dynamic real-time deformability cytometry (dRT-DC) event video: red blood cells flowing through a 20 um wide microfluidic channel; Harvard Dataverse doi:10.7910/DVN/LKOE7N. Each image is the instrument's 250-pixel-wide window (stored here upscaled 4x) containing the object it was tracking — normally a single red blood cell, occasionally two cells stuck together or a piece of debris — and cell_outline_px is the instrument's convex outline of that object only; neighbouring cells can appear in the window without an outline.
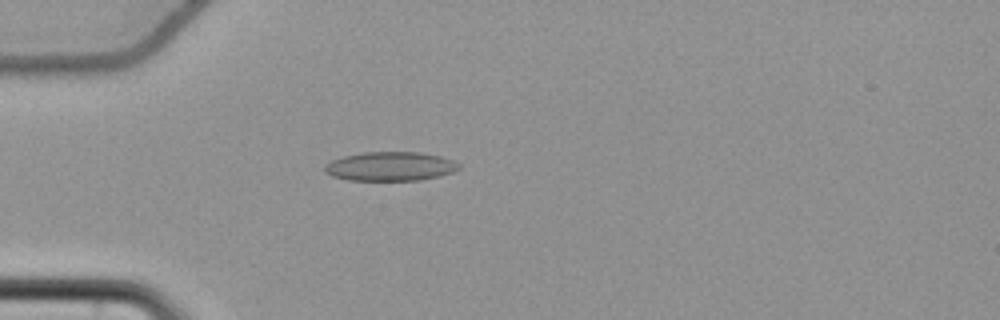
{"species": "common noctule bat (a hibernating species)", "species_latin": "Nyctalus noctula", "temperature_condition": "cold", "stored_images_in_passage": 56, "camera_frame_rate_fps": 3000, "um_per_image_px": 0.085, "animal": {"sex": "female", "body_mass_g": 22.7, "forearm_length_mm": 54.2}, "frame": {"image": 1, "passage_image": 17, "time_ms": 5.333, "image_size_px": [1000, 320], "cell_outline_px": [[460, 168], [452, 172], [440, 176], [420, 180], [348, 180], [332, 176], [324, 172], [324, 164], [332, 160], [344, 156], [364, 152], [420, 152], [440, 156], [452, 160], [460, 164]], "centroid_in_image_um": [33.16, 14.14], "position_along_channel_um": 51.8, "area_um2": 22.77}}
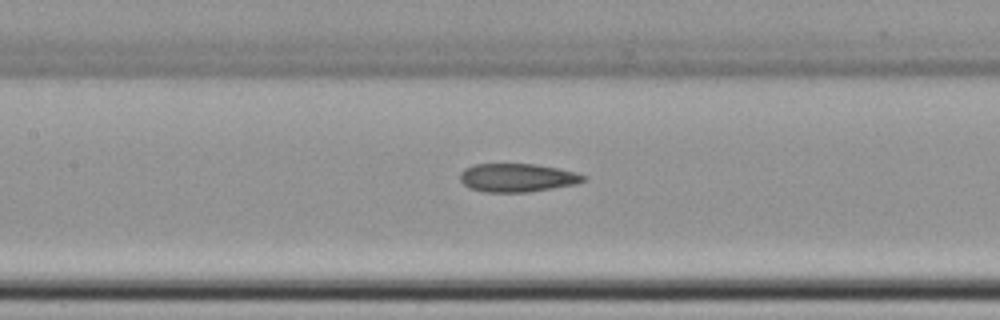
{"frame": {"image": 2, "passage_image": 27, "time_ms": 8.667, "image_size_px": [1000, 320], "cell_outline_px": [[588, 176], [584, 180], [576, 184], [528, 192], [484, 192], [468, 188], [460, 180], [460, 172], [464, 168], [472, 164], [536, 164], [576, 172]], "centroid_in_image_um": [43.94, 15.1], "position_along_channel_um": 163.5, "area_um2": 20.52}}
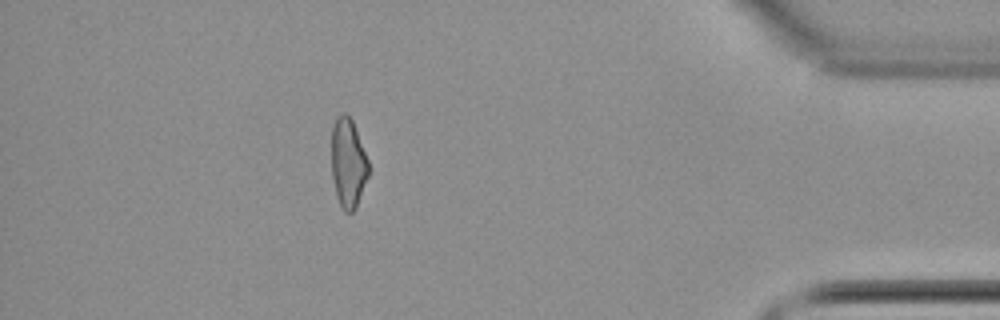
{"frame": {"image": 3, "passage_image": 50, "time_ms": 16.333, "image_size_px": [1000, 320], "cell_outline_px": [[372, 168], [356, 208], [352, 212], [344, 212], [340, 208], [336, 196], [332, 176], [332, 124], [336, 116], [340, 112], [344, 112], [352, 120]], "centroid_in_image_um": [29.61, 13.87], "position_along_channel_um": 405.6, "area_um2": 19.83}, "authors_computed_cell_mechanics": {"area_um2": 20.9525, "velocity_mm_per_s": 3.7566, "shape_relaxation_time_tau1_ms": null, "shape_relaxation_time_tau2_ms": 7.0816, "deformation_change_tau1": null, "deformation_change_tau2": 0.1785}}